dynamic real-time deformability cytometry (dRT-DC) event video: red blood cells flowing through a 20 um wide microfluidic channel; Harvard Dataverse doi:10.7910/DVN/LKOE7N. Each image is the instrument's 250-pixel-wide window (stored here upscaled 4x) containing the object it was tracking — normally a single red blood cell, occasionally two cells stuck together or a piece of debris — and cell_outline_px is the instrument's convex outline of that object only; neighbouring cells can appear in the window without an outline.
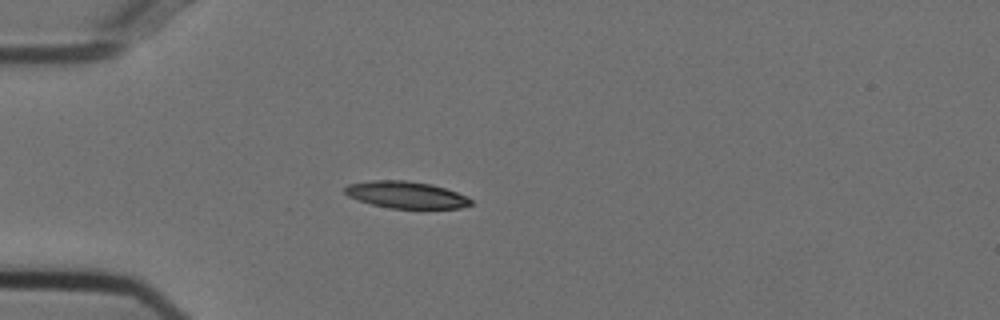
{"species": "Egyptian fruit bat (a non-hibernating species)", "species_latin": "Rousettus aegyptiacus", "temperature_condition": "cold", "stored_images_in_passage": 49, "camera_frame_rate_fps": 3000, "um_per_image_px": 0.085, "animal": {"sex": "female"}, "frame": {"image": 1, "passage_image": 10, "time_ms": 3.0, "image_size_px": [1000, 320], "cell_outline_px": [[472, 204], [460, 208], [392, 208], [372, 204], [348, 196], [344, 192], [344, 188], [348, 184], [372, 180], [404, 180], [432, 184], [456, 192], [472, 200]], "centroid_in_image_um": [34.5, 16.55], "position_along_channel_um": 50.5, "area_um2": 19.48}}
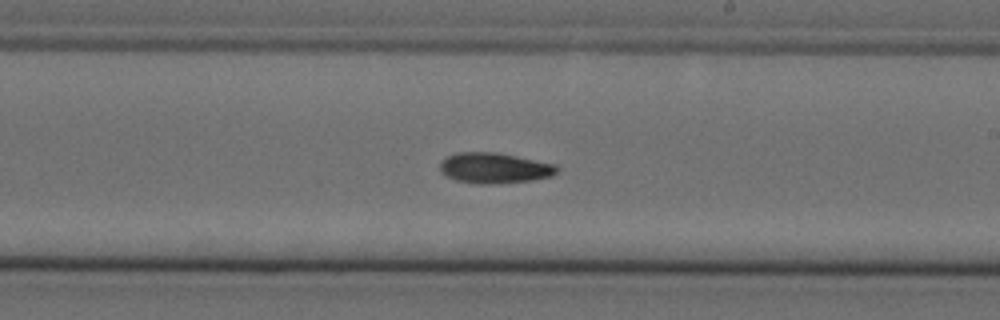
{"frame": {"image": 2, "passage_image": 27, "time_ms": 8.667, "image_size_px": [1000, 320], "cell_outline_px": [[560, 168], [552, 176], [532, 180], [496, 184], [476, 184], [456, 180], [444, 176], [440, 172], [440, 160], [456, 152], [496, 152], [556, 164]], "centroid_in_image_um": [42.0, 14.29], "position_along_channel_um": 247.0, "area_um2": 21.1}}
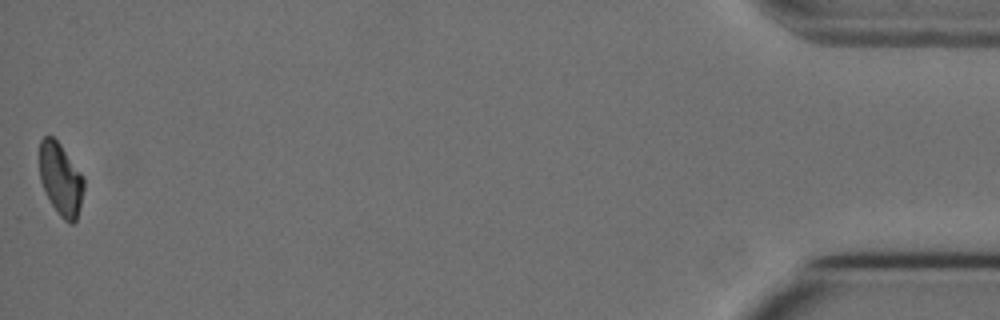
{"frame": {"image": 3, "passage_image": 49, "time_ms": 16.0, "image_size_px": [1000, 320], "cell_outline_px": [[84, 188], [76, 220], [72, 224], [64, 220], [60, 216], [52, 204], [40, 180], [40, 140], [44, 136], [52, 136], [60, 144], [84, 176]], "centroid_in_image_um": [5.17, 15.21], "position_along_channel_um": 430.0, "area_um2": 18.44}, "authors_computed_cell_mechanics": {"area_um2": 19.8254, "velocity_mm_per_s": 3.7167, "shape_relaxation_time_tau1_ms": 8.3051, "shape_relaxation_time_tau2_ms": null, "deformation_change_tau1": 0.1913, "deformation_change_tau2": null}}